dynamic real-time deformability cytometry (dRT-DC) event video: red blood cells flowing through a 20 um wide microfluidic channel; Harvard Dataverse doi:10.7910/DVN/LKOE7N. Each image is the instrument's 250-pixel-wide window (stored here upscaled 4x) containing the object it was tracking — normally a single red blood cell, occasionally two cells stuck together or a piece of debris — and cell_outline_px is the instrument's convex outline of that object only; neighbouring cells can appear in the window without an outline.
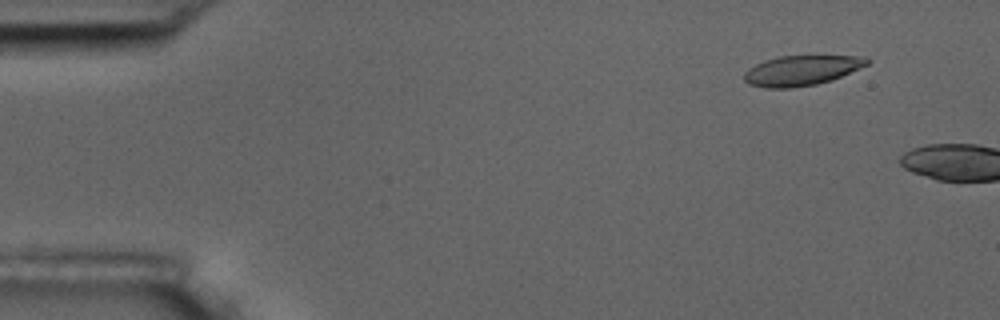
{"species": "common noctule bat (a hibernating species)", "species_latin": "Nyctalus noctula", "temperature_condition": "room temperature", "stored_images_in_passage": 3, "camera_frame_rate_fps": 3000, "um_per_image_px": 0.085, "animal": {"sex": "male", "body_mass_g": 17.5, "forearm_length_mm": 52.3}, "frame": {"image": 1, "passage_image": 2, "time_ms": 1.0, "image_size_px": [1000, 320], "cell_outline_px": [[872, 60], [868, 64], [832, 80], [816, 84], [792, 88], [764, 88], [748, 84], [744, 80], [744, 72], [748, 68], [764, 60], [780, 56], [868, 56]], "centroid_in_image_um": [68.12, 5.99], "position_along_channel_um": 16.9, "area_um2": 21.62}}